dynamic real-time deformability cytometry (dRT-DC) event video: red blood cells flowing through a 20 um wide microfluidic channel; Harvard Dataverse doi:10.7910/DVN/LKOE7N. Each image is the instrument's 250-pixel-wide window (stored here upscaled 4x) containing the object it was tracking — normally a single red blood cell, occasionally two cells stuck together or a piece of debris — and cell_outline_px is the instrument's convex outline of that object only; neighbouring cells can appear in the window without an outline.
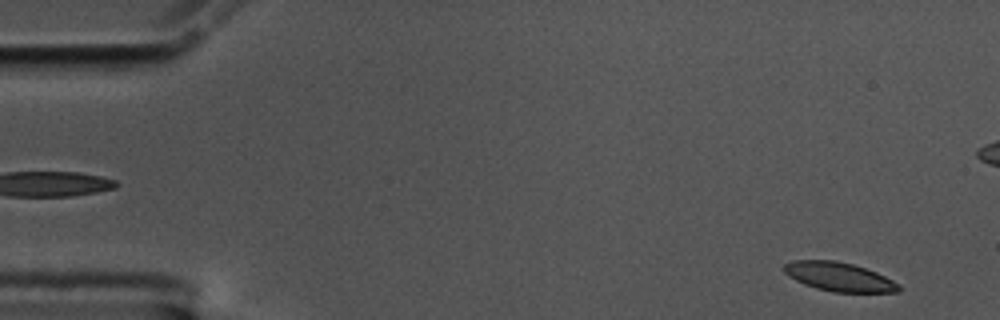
{"species": "common noctule bat (a hibernating species)", "species_latin": "Nyctalus noctula", "temperature_condition": "cold", "stored_images_in_passage": 58, "camera_frame_rate_fps": 3000, "um_per_image_px": 0.085, "animal": {"sex": "male", "body_mass_g": 17.5, "forearm_length_mm": 52.3}, "frame": {"image": 1, "passage_image": 3, "time_ms": 0.667, "image_size_px": [1000, 320], "cell_outline_px": [[900, 292], [832, 292], [816, 288], [804, 284], [788, 276], [784, 272], [784, 264], [792, 260], [836, 260], [852, 264], [876, 272], [900, 284]], "centroid_in_image_um": [71.31, 23.53], "position_along_channel_um": 13.7, "area_um2": 19.31}}
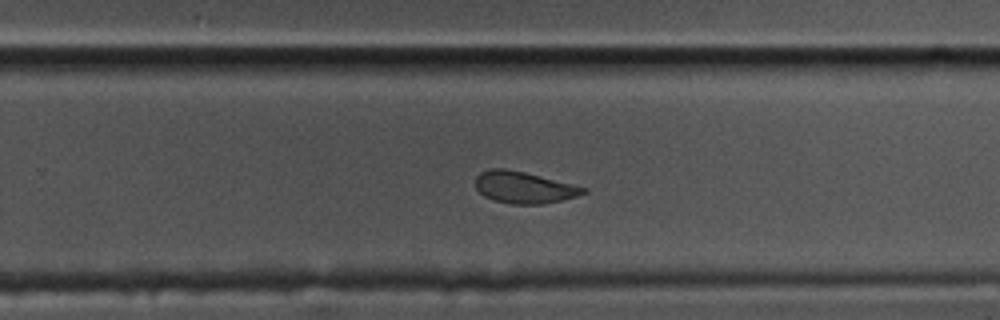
{"frame": {"image": 2, "passage_image": 36, "time_ms": 11.667, "image_size_px": [1000, 320], "cell_outline_px": [[588, 192], [576, 196], [544, 204], [512, 204], [492, 200], [484, 196], [476, 188], [476, 176], [480, 172], [492, 168], [504, 168], [524, 172], [588, 188]], "centroid_in_image_um": [44.52, 15.93], "position_along_channel_um": 285.3, "area_um2": 19.83}}
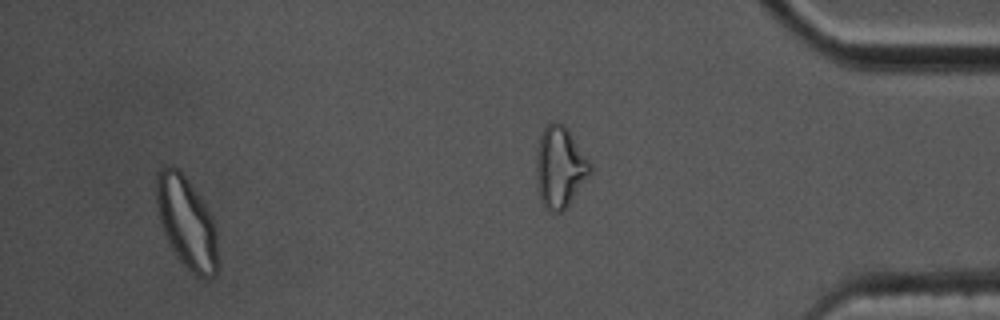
{"frame": {"image": 3, "passage_image": 54, "time_ms": 17.667, "image_size_px": [1000, 320], "cell_outline_px": [[220, 264], [216, 276], [204, 280], [196, 276], [180, 260], [172, 248], [160, 224], [156, 204], [156, 172], [160, 168], [172, 164], [180, 168], [200, 196], [212, 216], [216, 228]], "centroid_in_image_um": [15.9, 18.91], "position_along_channel_um": 419.3, "area_um2": 33.7}, "authors_computed_cell_mechanics": {"area_um2": 20.6924, "velocity_mm_per_s": 3.5005, "shape_relaxation_time_tau1_ms": 3.6071, "shape_relaxation_time_tau2_ms": 4.8634, "deformation_change_tau1": 0.1402, "deformation_change_tau2": 0.1171}}